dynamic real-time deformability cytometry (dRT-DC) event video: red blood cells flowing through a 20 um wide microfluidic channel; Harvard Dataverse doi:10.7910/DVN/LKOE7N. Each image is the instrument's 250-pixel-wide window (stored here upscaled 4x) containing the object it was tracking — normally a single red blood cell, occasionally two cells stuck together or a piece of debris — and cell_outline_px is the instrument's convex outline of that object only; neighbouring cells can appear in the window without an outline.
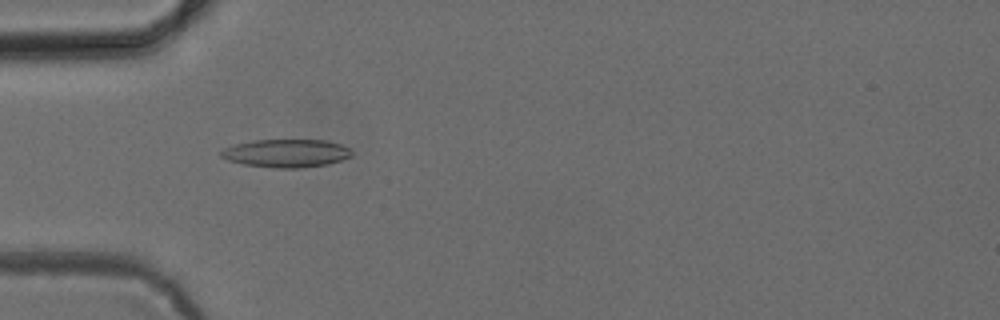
{"species": "common noctule bat (a hibernating species)", "species_latin": "Nyctalus noctula", "temperature_condition": "cold", "stored_images_in_passage": 51, "camera_frame_rate_fps": 3000, "um_per_image_px": 0.085, "animal": {"sex": "female", "body_mass_g": 24.6, "forearm_length_mm": 56.2}, "frame": {"image": 1, "passage_image": 16, "time_ms": 5.0, "image_size_px": [1000, 320], "cell_outline_px": [[352, 156], [328, 164], [300, 168], [272, 168], [244, 164], [228, 160], [220, 156], [220, 152], [224, 148], [236, 144], [252, 140], [328, 140], [352, 148]], "centroid_in_image_um": [24.36, 13.02], "position_along_channel_um": 60.6, "area_um2": 21.5}}
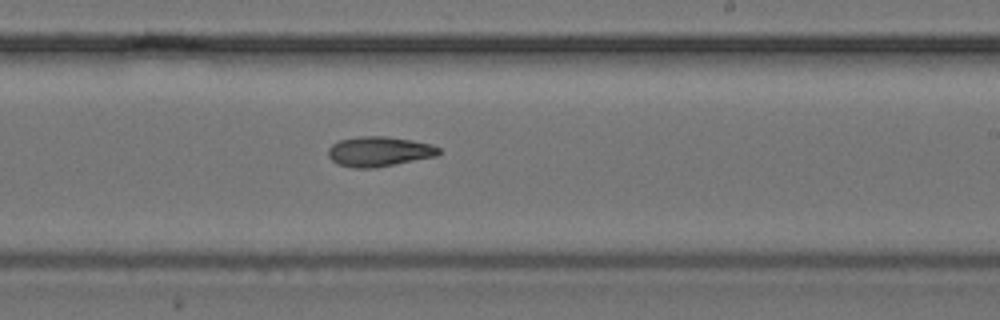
{"frame": {"image": 2, "passage_image": 31, "time_ms": 10.0, "image_size_px": [1000, 320], "cell_outline_px": [[440, 152], [436, 156], [376, 168], [352, 168], [336, 164], [328, 156], [328, 148], [332, 144], [340, 140], [360, 136], [384, 136], [412, 140], [432, 144], [440, 148]], "centroid_in_image_um": [32.21, 12.88], "position_along_channel_um": 256.8, "area_um2": 19.42}}
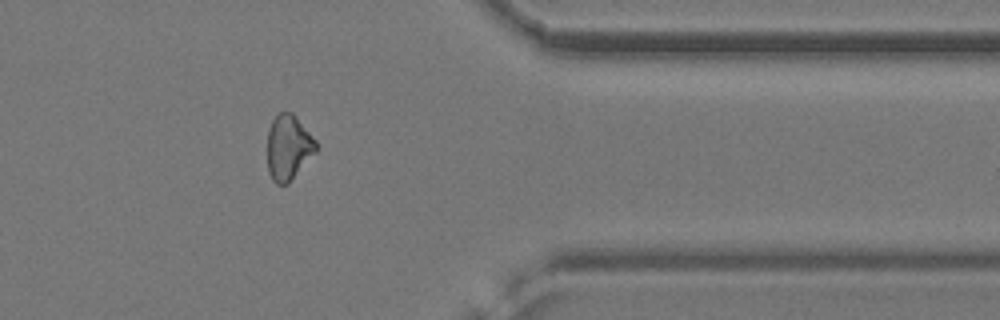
{"frame": {"image": 3, "passage_image": 42, "time_ms": 13.667, "image_size_px": [1000, 320], "cell_outline_px": [[316, 152], [288, 184], [276, 184], [272, 180], [268, 172], [268, 128], [272, 120], [280, 112], [292, 112], [316, 140]], "centroid_in_image_um": [24.5, 12.54], "position_along_channel_um": 386.9, "area_um2": 18.44}}